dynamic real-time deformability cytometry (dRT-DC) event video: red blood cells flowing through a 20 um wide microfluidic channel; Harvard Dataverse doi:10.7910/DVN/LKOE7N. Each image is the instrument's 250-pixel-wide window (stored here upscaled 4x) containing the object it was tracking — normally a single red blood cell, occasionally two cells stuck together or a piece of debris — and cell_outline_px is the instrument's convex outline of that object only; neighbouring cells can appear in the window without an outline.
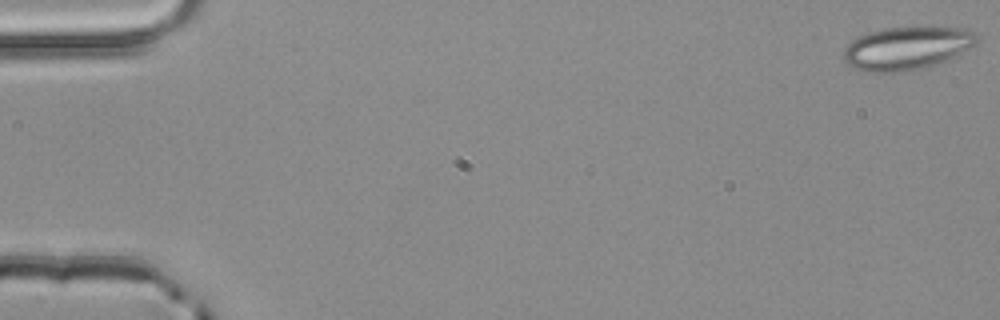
{"species": "common noctule bat (a hibernating species)", "species_latin": "Nyctalus noctula", "temperature_condition": "room temperature", "stored_images_in_passage": 4, "camera_frame_rate_fps": 3000, "um_per_image_px": 0.085, "animal": {"sex": "male", "body_mass_g": 20.4}, "frame": {"image": 1, "passage_image": 1, "time_ms": 0.0, "image_size_px": [1000, 320], "cell_outline_px": [[980, 36], [976, 44], [928, 68], [900, 72], [864, 72], [852, 68], [844, 60], [844, 48], [852, 40], [868, 32], [884, 28], [968, 28]], "centroid_in_image_um": [77.05, 4.11], "position_along_channel_um": 7.9, "area_um2": 33.29}}
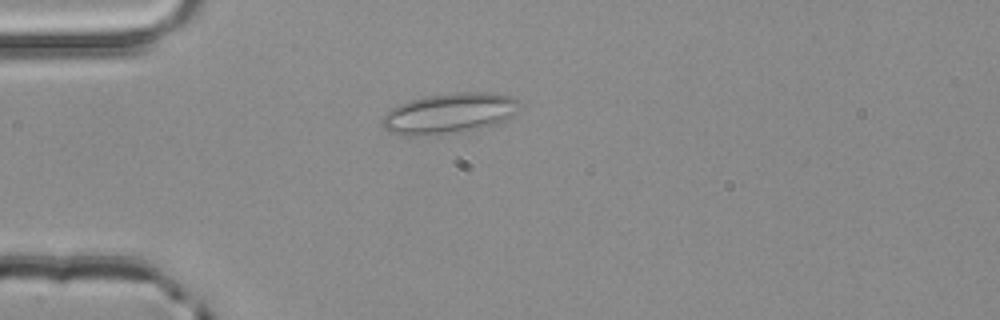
{"frame": {"image": 2, "passage_image": 4, "time_ms": 1.0, "image_size_px": [1000, 320], "cell_outline_px": [[520, 108], [512, 116], [504, 120], [480, 128], [456, 132], [416, 136], [404, 136], [392, 132], [384, 128], [380, 124], [380, 120], [384, 112], [400, 104], [412, 100], [428, 96], [456, 92], [488, 92], [512, 96], [520, 100]], "centroid_in_image_um": [38.17, 9.63], "position_along_channel_um": 46.8, "area_um2": 32.37}}